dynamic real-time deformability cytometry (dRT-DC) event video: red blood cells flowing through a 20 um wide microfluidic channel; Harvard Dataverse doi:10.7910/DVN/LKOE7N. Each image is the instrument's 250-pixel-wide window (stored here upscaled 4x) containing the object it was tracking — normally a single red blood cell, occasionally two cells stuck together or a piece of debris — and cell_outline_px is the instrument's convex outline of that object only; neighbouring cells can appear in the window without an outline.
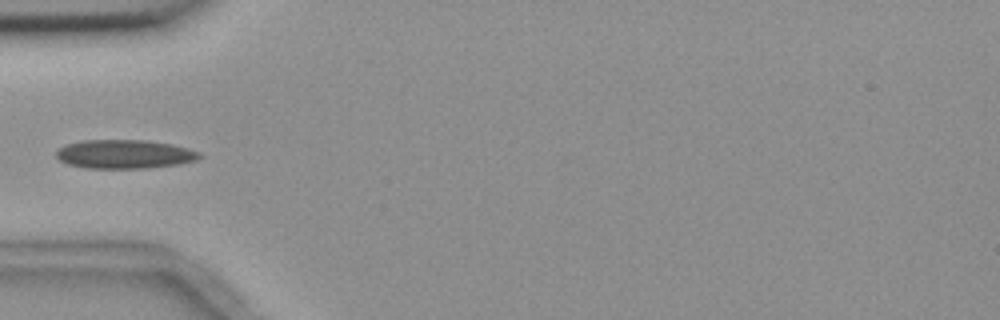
{"species": "common noctule bat (a hibernating species)", "species_latin": "Nyctalus noctula", "temperature_condition": "room temperature", "stored_images_in_passage": 6, "camera_frame_rate_fps": 3000, "um_per_image_px": 0.085, "animal": {"sex": "female", "body_mass_g": 18.4}, "frame": {"image": 1, "passage_image": 6, "time_ms": 5.667, "image_size_px": [1000, 320], "cell_outline_px": [[204, 156], [196, 160], [180, 164], [148, 168], [88, 168], [68, 164], [60, 160], [56, 156], [56, 152], [64, 144], [84, 140], [144, 140], [172, 144], [188, 148], [200, 152]], "centroid_in_image_um": [10.62, 13.1], "position_along_channel_um": 74.4, "area_um2": 24.16}}